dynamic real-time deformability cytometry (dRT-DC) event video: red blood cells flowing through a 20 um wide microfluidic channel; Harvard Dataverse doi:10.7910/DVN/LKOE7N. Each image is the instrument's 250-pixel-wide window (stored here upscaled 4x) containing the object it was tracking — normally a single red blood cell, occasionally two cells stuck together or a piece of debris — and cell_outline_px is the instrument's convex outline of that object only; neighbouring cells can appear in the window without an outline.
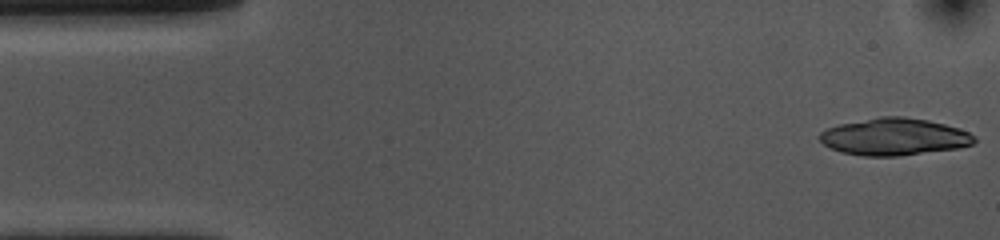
{"species": "common noctule bat (a hibernating species)", "species_latin": "Nyctalus noctula", "temperature_condition": "cold", "stored_images_in_passage": 52, "camera_frame_rate_fps": 3000, "um_per_image_px": 0.085, "animal": {"sex": "female", "body_mass_g": 10.0, "forearm_length_mm": 53.1}, "frame": {"image": 1, "passage_image": 1, "time_ms": 0.0, "image_size_px": [1000, 240], "cell_outline_px": [[976, 140], [972, 144], [960, 148], [896, 156], [864, 156], [840, 152], [824, 144], [820, 140], [820, 132], [828, 128], [840, 124], [880, 116], [904, 116], [928, 120], [960, 128], [976, 136]], "centroid_in_image_um": [76.04, 11.62], "position_along_channel_um": 9.0, "area_um2": 33.41}}